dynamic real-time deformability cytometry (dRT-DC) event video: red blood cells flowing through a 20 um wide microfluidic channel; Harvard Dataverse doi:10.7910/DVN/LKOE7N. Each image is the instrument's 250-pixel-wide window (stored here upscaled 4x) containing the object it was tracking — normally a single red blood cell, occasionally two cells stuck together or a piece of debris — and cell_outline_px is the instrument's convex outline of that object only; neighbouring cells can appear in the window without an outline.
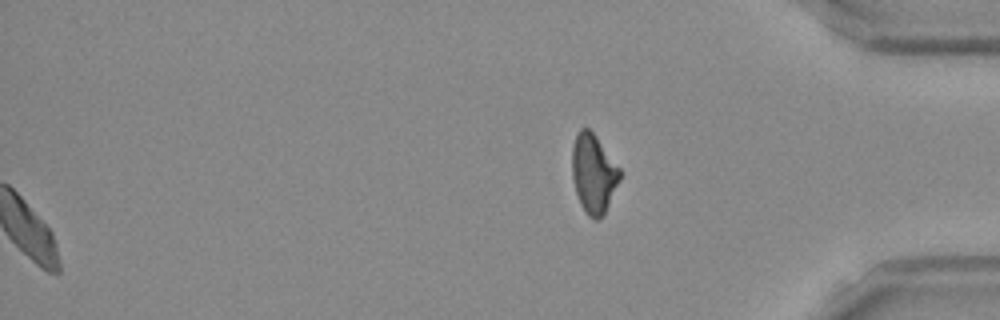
{"species": "Egyptian fruit bat (a non-hibernating species)", "species_latin": "Rousettus aegyptiacus", "temperature_condition": "room temperature", "stored_images_in_passage": 52, "segment_of_instrument_passage": [2, 2], "camera_frame_rate_fps": 3000, "um_per_image_px": 0.085, "frame": {"image": 1, "passage_image": 52, "time_ms": 17.0, "image_size_px": [1000, 320], "cell_outline_px": [[620, 180], [604, 212], [596, 220], [592, 220], [584, 212], [580, 204], [576, 192], [572, 176], [572, 148], [576, 136], [580, 128], [588, 128], [596, 136], [620, 168]], "centroid_in_image_um": [50.43, 14.75], "position_along_channel_um": 384.8, "area_um2": 21.73}}